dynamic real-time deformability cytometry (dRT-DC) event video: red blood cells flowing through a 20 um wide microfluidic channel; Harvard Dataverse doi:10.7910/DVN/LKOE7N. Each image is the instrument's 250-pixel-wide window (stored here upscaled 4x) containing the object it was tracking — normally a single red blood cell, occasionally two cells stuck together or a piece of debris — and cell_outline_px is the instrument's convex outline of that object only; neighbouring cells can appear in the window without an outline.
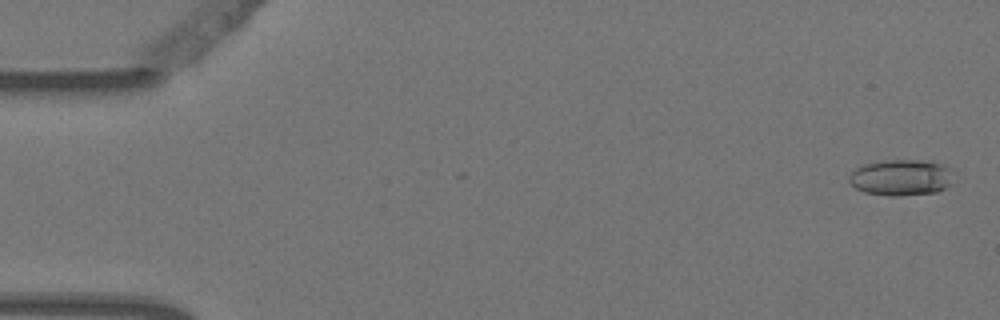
{"species": "Egyptian fruit bat (a non-hibernating species)", "species_latin": "Rousettus aegyptiacus", "temperature_condition": "warm", "stored_images_in_passage": 5, "camera_frame_rate_fps": 3000, "um_per_image_px": 0.085, "animal": {"sex": "female"}, "frame": {"image": 1, "passage_image": 1, "time_ms": 0.0, "image_size_px": [1000, 320], "cell_outline_px": [[956, 172], [948, 184], [944, 188], [936, 192], [900, 196], [888, 196], [864, 192], [856, 188], [848, 180], [848, 176], [856, 168], [864, 164], [880, 160], [920, 160], [948, 164], [956, 168]], "centroid_in_image_um": [76.65, 15.07], "position_along_channel_um": 8.3, "area_um2": 22.48}}
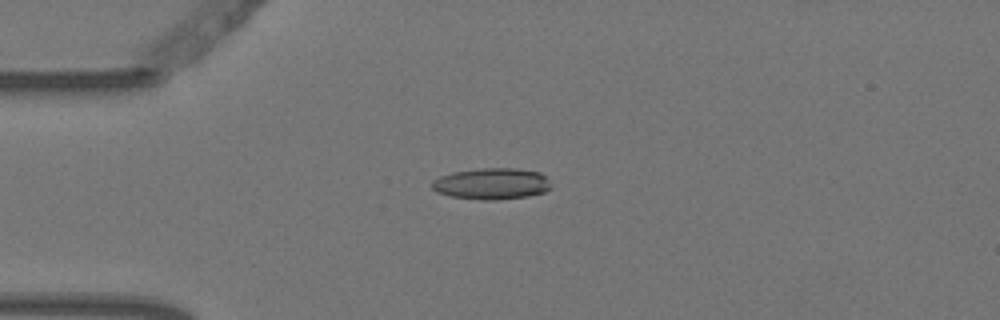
{"frame": {"image": 2, "passage_image": 4, "time_ms": 1.0, "image_size_px": [1000, 320], "cell_outline_px": [[552, 188], [544, 192], [528, 196], [496, 200], [480, 200], [448, 196], [436, 192], [432, 188], [432, 180], [440, 176], [452, 172], [480, 168], [516, 168], [540, 172], [548, 180]], "centroid_in_image_um": [41.77, 15.62], "position_along_channel_um": 43.2, "area_um2": 21.96}}